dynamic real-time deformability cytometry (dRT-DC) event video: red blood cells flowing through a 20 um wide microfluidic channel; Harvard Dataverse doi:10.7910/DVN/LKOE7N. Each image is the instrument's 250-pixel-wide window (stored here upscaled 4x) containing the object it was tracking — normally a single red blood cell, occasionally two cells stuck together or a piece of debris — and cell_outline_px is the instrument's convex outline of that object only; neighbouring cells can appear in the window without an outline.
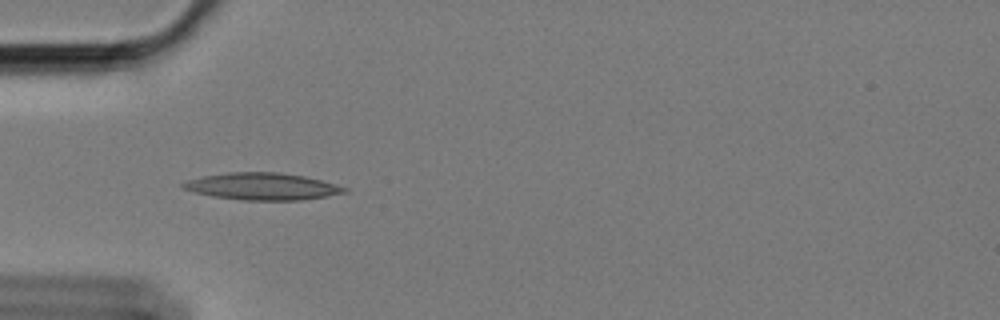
{"species": "Egyptian fruit bat (a non-hibernating species)", "species_latin": "Rousettus aegyptiacus", "temperature_condition": "cold", "stored_images_in_passage": 44, "camera_frame_rate_fps": 3000, "um_per_image_px": 0.085, "animal": {"sex": "female"}, "frame": {"image": 1, "passage_image": 5, "time_ms": 1.333, "image_size_px": [1000, 320], "cell_outline_px": [[348, 192], [328, 196], [300, 200], [240, 200], [212, 196], [196, 192], [184, 188], [180, 184], [188, 180], [204, 176], [228, 172], [280, 172], [304, 176], [336, 184], [348, 188]], "centroid_in_image_um": [22.33, 15.84], "position_along_channel_um": 62.7, "area_um2": 25.32}}
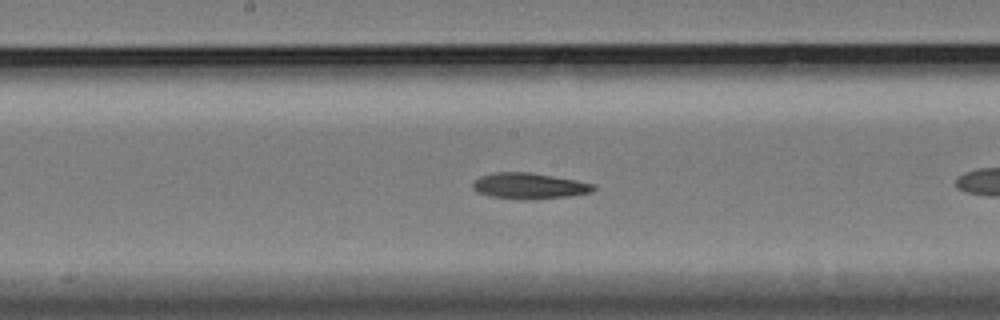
{"frame": {"image": 2, "passage_image": 14, "time_ms": 4.333, "image_size_px": [1000, 320], "cell_outline_px": [[596, 188], [592, 192], [568, 196], [532, 200], [520, 200], [492, 196], [476, 192], [472, 188], [472, 184], [480, 176], [492, 172], [532, 172], [576, 180], [596, 184]], "centroid_in_image_um": [44.99, 15.8], "position_along_channel_um": 203.2, "area_um2": 18.5}}
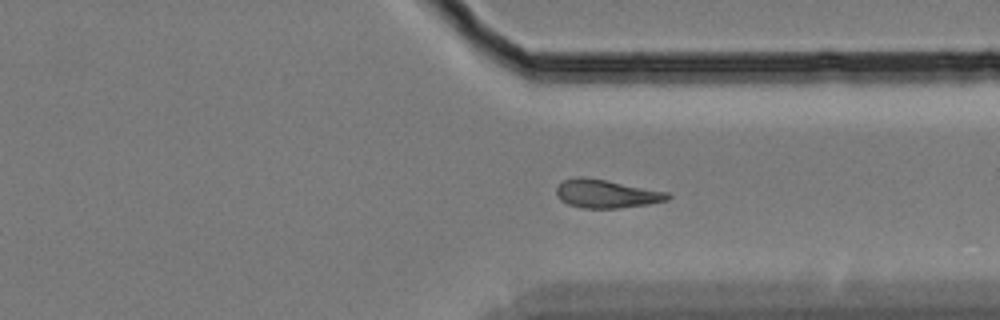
{"frame": {"image": 3, "passage_image": 28, "time_ms": 9.0, "image_size_px": [1000, 320], "cell_outline_px": [[672, 196], [668, 200], [648, 204], [620, 208], [580, 208], [568, 204], [560, 200], [556, 196], [556, 188], [564, 180], [576, 176], [580, 176], [604, 180], [668, 192]], "centroid_in_image_um": [51.52, 16.48], "position_along_channel_um": 359.9, "area_um2": 18.32}}